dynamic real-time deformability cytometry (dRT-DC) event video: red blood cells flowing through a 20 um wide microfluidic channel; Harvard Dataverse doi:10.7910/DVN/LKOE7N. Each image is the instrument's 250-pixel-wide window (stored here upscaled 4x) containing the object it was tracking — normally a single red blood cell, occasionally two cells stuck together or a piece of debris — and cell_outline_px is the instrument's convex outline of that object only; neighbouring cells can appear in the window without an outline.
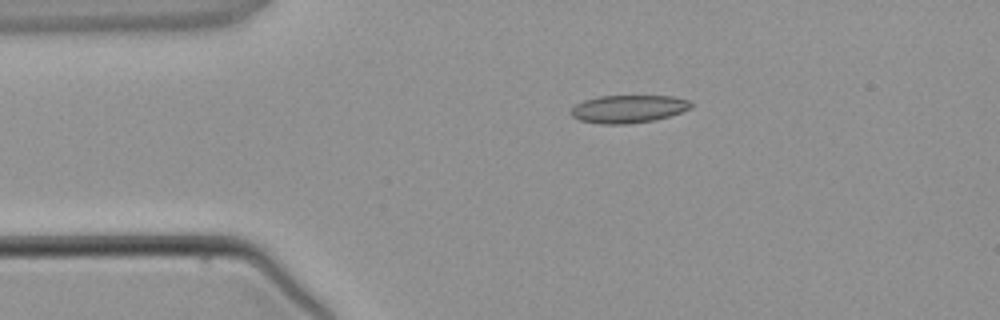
{"species": "common noctule bat (a hibernating species)", "species_latin": "Nyctalus noctula", "temperature_condition": "warm", "stored_images_in_passage": 2, "camera_frame_rate_fps": 3000, "um_per_image_px": 0.085, "animal": {"sex": "male", "body_mass_g": 21.5, "forearm_length_mm": 52.0}, "frame": {"image": 1, "passage_image": 1, "time_ms": 0.0, "image_size_px": [1000, 320], "cell_outline_px": [[692, 108], [656, 120], [628, 124], [600, 124], [580, 120], [572, 116], [568, 112], [576, 104], [584, 100], [600, 96], [672, 96], [688, 100], [692, 104]], "centroid_in_image_um": [53.39, 9.26], "position_along_channel_um": 31.6, "area_um2": 19.48}}